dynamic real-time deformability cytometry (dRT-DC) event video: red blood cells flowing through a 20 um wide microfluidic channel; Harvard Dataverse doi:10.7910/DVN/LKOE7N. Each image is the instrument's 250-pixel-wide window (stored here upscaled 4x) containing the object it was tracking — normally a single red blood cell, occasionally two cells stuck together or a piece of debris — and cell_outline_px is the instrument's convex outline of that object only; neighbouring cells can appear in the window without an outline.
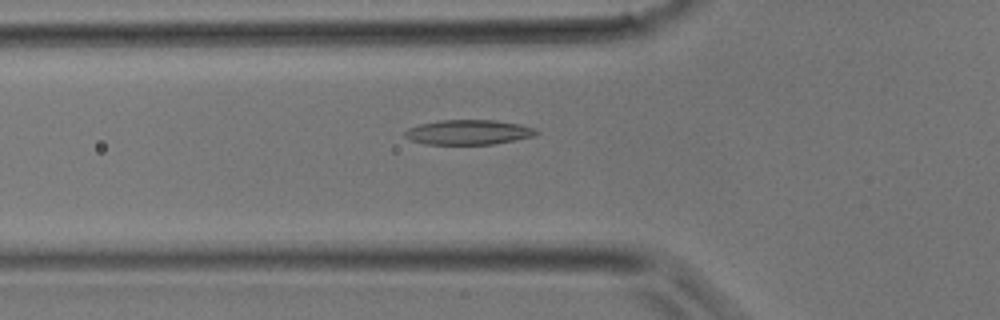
{"species": "common noctule bat (a hibernating species)", "species_latin": "Nyctalus noctula", "temperature_condition": "room temperature", "stored_images_in_passage": 29, "camera_frame_rate_fps": 3000, "um_per_image_px": 0.085, "animal": {"sex": "male", "body_mass_g": 17.9}, "frame": {"image": 1, "passage_image": 6, "time_ms": 1.667, "image_size_px": [1000, 320], "cell_outline_px": [[540, 132], [532, 136], [516, 140], [492, 144], [424, 144], [412, 140], [404, 136], [404, 132], [408, 128], [420, 124], [440, 120], [496, 120], [520, 124], [532, 128]], "centroid_in_image_um": [39.8, 11.23], "position_along_channel_um": 86.0, "area_um2": 18.9}}
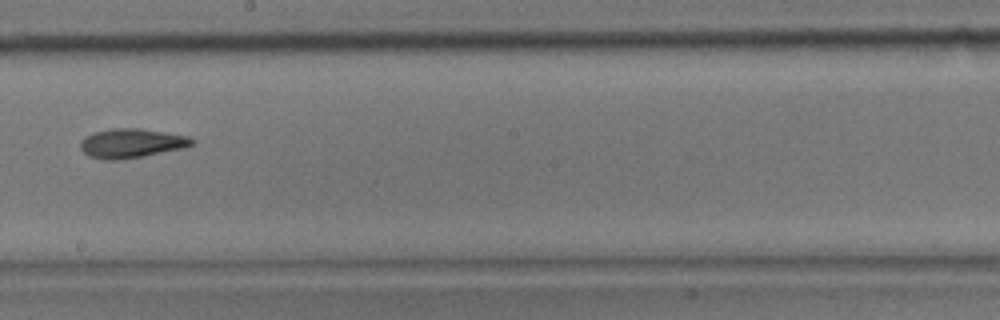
{"frame": {"image": 2, "passage_image": 14, "time_ms": 4.333, "image_size_px": [1000, 320], "cell_outline_px": [[196, 144], [184, 148], [144, 156], [116, 160], [108, 160], [88, 156], [80, 148], [80, 140], [84, 136], [92, 132], [112, 128], [140, 128], [188, 136], [196, 140]], "centroid_in_image_um": [11.18, 12.17], "position_along_channel_um": 237.0, "area_um2": 19.25}}
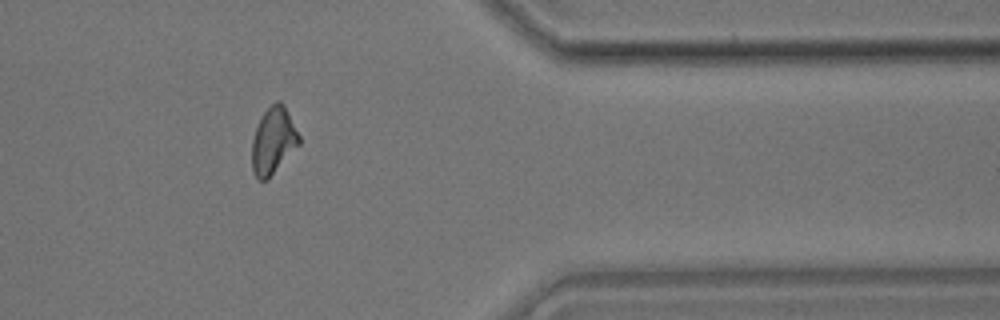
{"frame": {"image": 3, "passage_image": 23, "time_ms": 7.333, "image_size_px": [1000, 320], "cell_outline_px": [[300, 144], [268, 180], [256, 180], [252, 168], [252, 140], [256, 128], [264, 112], [276, 100], [280, 100], [284, 104], [300, 136]], "centroid_in_image_um": [23.23, 11.99], "position_along_channel_um": 388.2, "area_um2": 18.38}}